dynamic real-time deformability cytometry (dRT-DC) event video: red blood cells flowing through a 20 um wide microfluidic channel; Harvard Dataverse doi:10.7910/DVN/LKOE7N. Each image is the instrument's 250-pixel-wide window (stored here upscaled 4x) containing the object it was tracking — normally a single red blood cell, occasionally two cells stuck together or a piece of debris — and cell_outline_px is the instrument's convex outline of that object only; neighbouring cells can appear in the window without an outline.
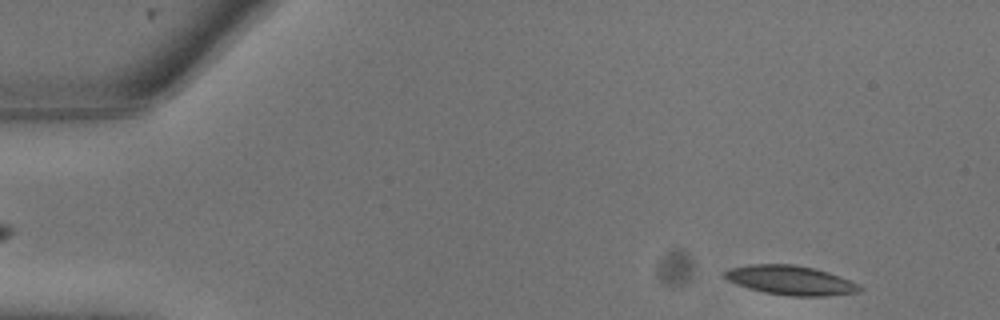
{"species": "common noctule bat (a hibernating species)", "species_latin": "Nyctalus noctula", "temperature_condition": "warm", "stored_images_in_passage": 3, "camera_frame_rate_fps": 3000, "um_per_image_px": 0.085, "animal": {"sex": "male", "body_mass_g": 13.3}, "frame": {"image": 1, "passage_image": 1, "time_ms": 0.0, "image_size_px": [1000, 320], "cell_outline_px": [[864, 288], [856, 292], [824, 296], [792, 296], [764, 292], [748, 288], [736, 284], [728, 280], [724, 276], [724, 272], [728, 268], [748, 264], [792, 264], [812, 268], [828, 272], [840, 276], [860, 284]], "centroid_in_image_um": [67.18, 23.81], "position_along_channel_um": 17.8, "area_um2": 23.0}}